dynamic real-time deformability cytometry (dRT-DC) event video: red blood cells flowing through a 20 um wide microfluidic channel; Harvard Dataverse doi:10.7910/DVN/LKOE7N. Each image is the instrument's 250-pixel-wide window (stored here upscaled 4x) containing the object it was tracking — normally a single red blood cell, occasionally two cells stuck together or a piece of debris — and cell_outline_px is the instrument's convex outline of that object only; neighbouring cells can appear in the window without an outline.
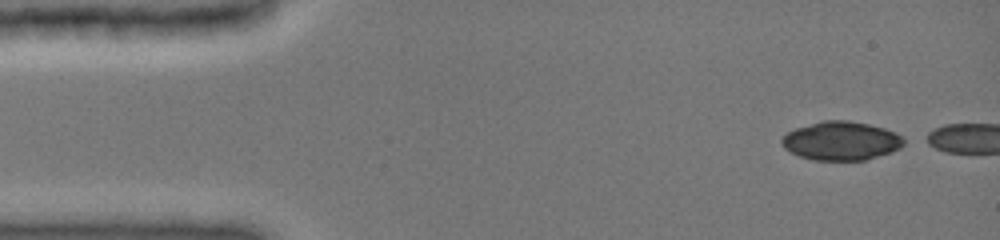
{"species": "common noctule bat (a hibernating species)", "species_latin": "Nyctalus noctula", "temperature_condition": "cold", "stored_images_in_passage": 4, "camera_frame_rate_fps": 3000, "um_per_image_px": 0.085, "animal": {"sex": "female", "body_mass_g": 19.0, "forearm_length_mm": 51.5}, "frame": {"image": 1, "passage_image": 1, "time_ms": 0.0, "image_size_px": [1000, 240], "cell_outline_px": [[904, 144], [900, 148], [892, 152], [864, 160], [812, 160], [800, 156], [784, 148], [780, 144], [780, 140], [788, 132], [796, 128], [824, 120], [848, 120], [868, 124], [884, 128], [900, 136], [904, 140]], "centroid_in_image_um": [71.48, 11.98], "position_along_channel_um": 13.5, "area_um2": 27.34}}